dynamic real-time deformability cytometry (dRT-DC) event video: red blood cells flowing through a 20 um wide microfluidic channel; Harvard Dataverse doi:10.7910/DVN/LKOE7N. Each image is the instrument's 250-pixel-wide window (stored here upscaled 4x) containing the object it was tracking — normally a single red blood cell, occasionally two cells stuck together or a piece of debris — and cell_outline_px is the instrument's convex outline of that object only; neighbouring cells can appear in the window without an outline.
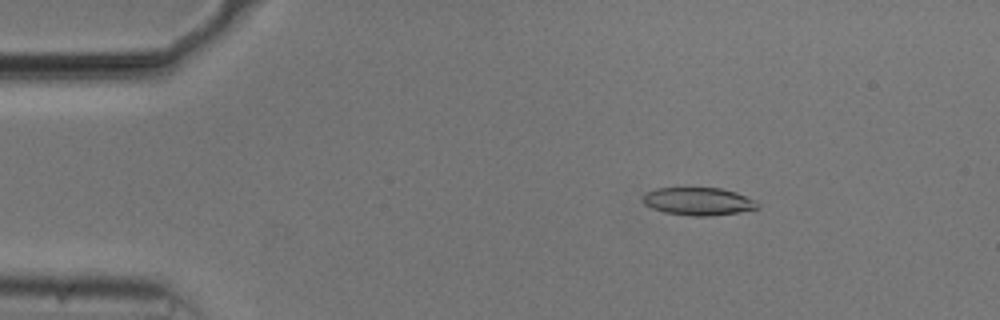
{"species": "common noctule bat (a hibernating species)", "species_latin": "Nyctalus noctula", "temperature_condition": "cold", "stored_images_in_passage": 53, "camera_frame_rate_fps": 3000, "um_per_image_px": 0.085, "animal": {"sex": "male", "body_mass_g": 20.5, "forearm_length_mm": 52.5}, "frame": {"image": 1, "passage_image": 8, "time_ms": 2.333, "image_size_px": [1000, 320], "cell_outline_px": [[760, 208], [740, 212], [708, 216], [692, 216], [664, 212], [652, 208], [644, 204], [644, 196], [648, 192], [656, 188], [720, 188], [736, 192], [756, 200], [760, 204]], "centroid_in_image_um": [59.42, 17.12], "position_along_channel_um": 25.6, "area_um2": 18.55}}
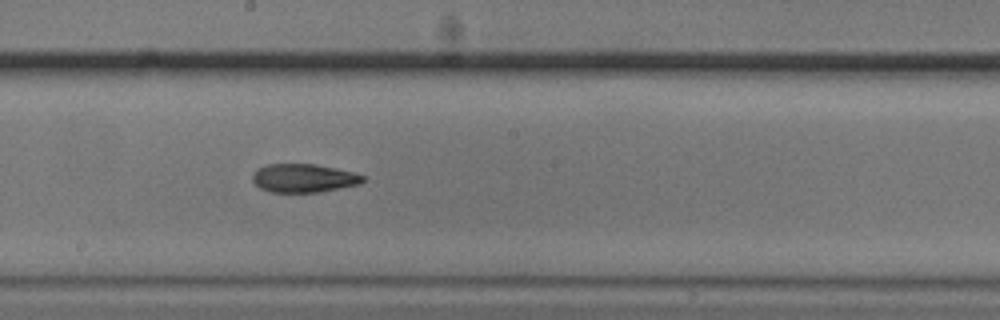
{"frame": {"image": 2, "passage_image": 29, "time_ms": 9.333, "image_size_px": [1000, 320], "cell_outline_px": [[364, 180], [360, 184], [320, 192], [272, 192], [260, 188], [252, 180], [252, 176], [256, 168], [268, 164], [316, 164], [336, 168], [352, 172], [364, 176]], "centroid_in_image_um": [25.8, 15.13], "position_along_channel_um": 222.4, "area_um2": 18.32}}
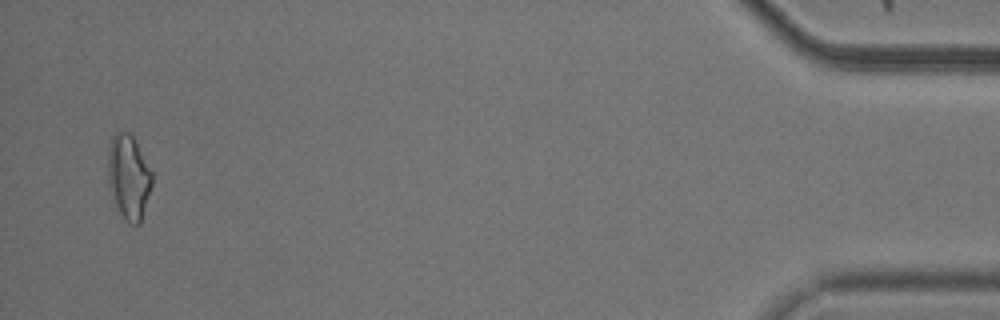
{"frame": {"image": 3, "passage_image": 52, "time_ms": 17.0, "image_size_px": [1000, 320], "cell_outline_px": [[152, 184], [140, 224], [132, 224], [124, 220], [112, 200], [108, 180], [108, 144], [112, 136], [116, 132], [128, 132], [132, 136], [152, 172]], "centroid_in_image_um": [10.91, 15.06], "position_along_channel_um": 424.3, "area_um2": 21.68}, "authors_computed_cell_mechanics": {"area_um2": 18.9006, "velocity_mm_per_s": 3.7268, "shape_relaxation_time_tau1_ms": null, "shape_relaxation_time_tau2_ms": 6.9107, "deformation_change_tau1": null, "deformation_change_tau2": 0.1715}}